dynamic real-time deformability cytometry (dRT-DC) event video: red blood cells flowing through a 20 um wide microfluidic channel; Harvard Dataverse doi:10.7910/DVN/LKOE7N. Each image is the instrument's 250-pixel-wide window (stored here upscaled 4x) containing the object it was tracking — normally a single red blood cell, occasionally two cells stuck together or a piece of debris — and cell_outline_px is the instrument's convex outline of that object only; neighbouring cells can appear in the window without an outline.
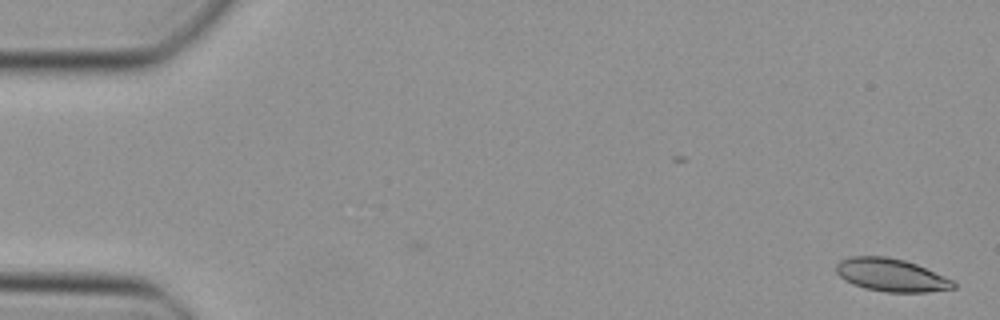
{"species": "Egyptian fruit bat (a non-hibernating species)", "species_latin": "Rousettus aegyptiacus", "temperature_condition": "cold", "stored_images_in_passage": 17, "camera_frame_rate_fps": 3000, "um_per_image_px": 0.085, "animal": {"sex": "female"}, "frame": {"image": 1, "passage_image": 1, "time_ms": 0.0, "image_size_px": [1000, 320], "cell_outline_px": [[956, 288], [928, 292], [884, 292], [864, 288], [852, 284], [844, 280], [836, 272], [836, 264], [840, 260], [848, 256], [884, 256], [904, 260], [916, 264], [944, 276], [952, 280], [956, 284]], "centroid_in_image_um": [75.72, 23.38], "position_along_channel_um": 9.3, "area_um2": 22.54}}
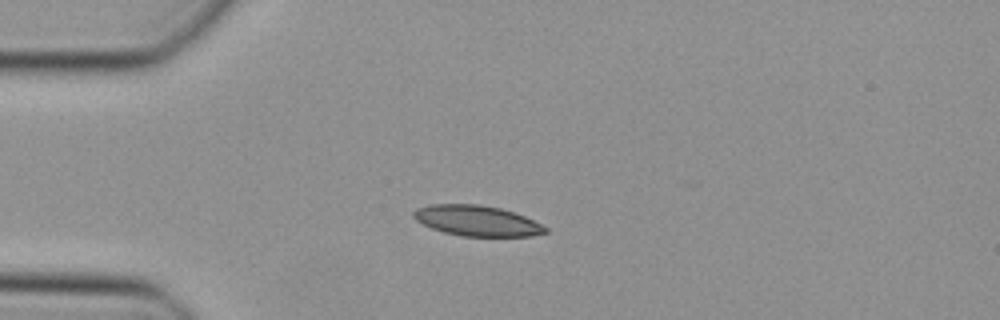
{"frame": {"image": 2, "passage_image": 12, "time_ms": 3.667, "image_size_px": [1000, 320], "cell_outline_px": [[548, 232], [532, 236], [460, 236], [444, 232], [432, 228], [416, 220], [412, 216], [412, 212], [416, 208], [432, 204], [476, 204], [500, 208], [524, 216], [548, 228]], "centroid_in_image_um": [40.52, 18.76], "position_along_channel_um": 44.5, "area_um2": 23.29}}
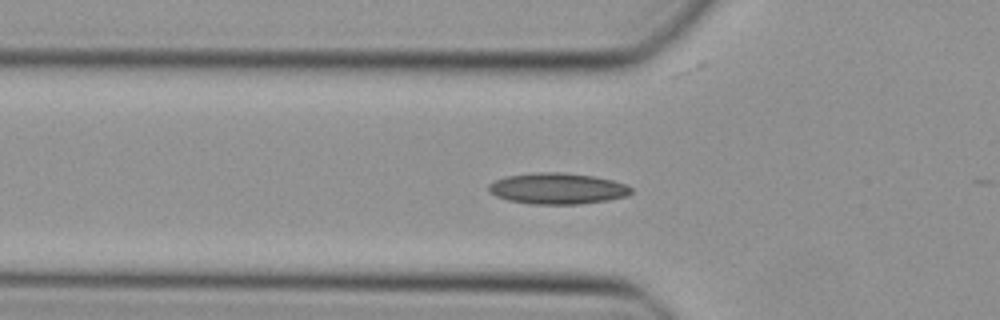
{"frame": {"image": 3, "passage_image": 16, "time_ms": 5.0, "image_size_px": [1000, 320], "cell_outline_px": [[632, 192], [628, 196], [608, 200], [580, 204], [532, 204], [508, 200], [496, 196], [488, 192], [488, 184], [496, 180], [508, 176], [536, 172], [564, 172], [592, 176], [612, 180], [624, 184], [632, 188]], "centroid_in_image_um": [47.38, 16.03], "position_along_channel_um": 78.4, "area_um2": 25.84}}